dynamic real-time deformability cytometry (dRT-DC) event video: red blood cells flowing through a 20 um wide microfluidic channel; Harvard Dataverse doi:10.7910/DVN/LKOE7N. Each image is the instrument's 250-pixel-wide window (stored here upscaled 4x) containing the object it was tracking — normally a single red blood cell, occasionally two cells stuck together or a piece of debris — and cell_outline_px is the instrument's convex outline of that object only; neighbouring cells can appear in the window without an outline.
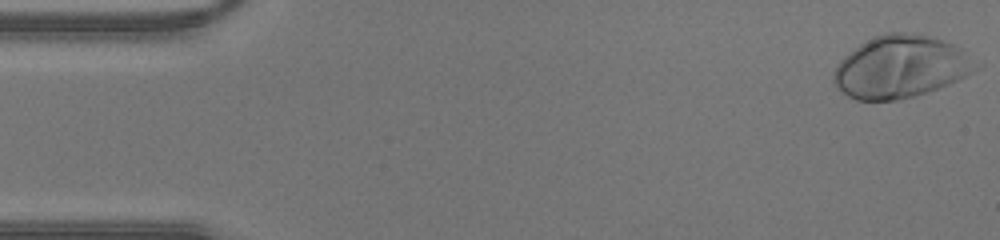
{"species": "human", "species_latin": "Homo sapiens", "temperature_condition": "warm", "stored_images_in_passage": 43, "camera_frame_rate_fps": 3000, "um_per_image_px": 0.085, "donor": {"sex": "male"}, "frame": {"image": 1, "passage_image": 1, "time_ms": 0.0, "image_size_px": [1000, 240], "cell_outline_px": [[968, 72], [964, 76], [948, 84], [900, 100], [856, 100], [848, 96], [836, 88], [832, 80], [832, 72], [836, 64], [840, 60], [860, 44], [876, 36], [888, 32], [920, 32], [952, 44], [960, 48]], "centroid_in_image_um": [76.34, 5.68], "position_along_channel_um": 8.7, "area_um2": 50.0}}
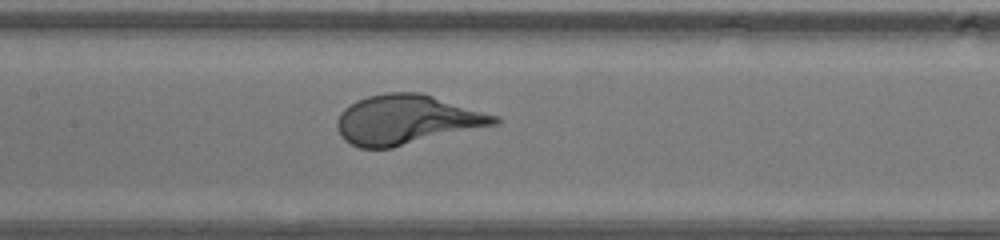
{"frame": {"image": 2, "passage_image": 20, "time_ms": 6.333, "image_size_px": [1000, 240], "cell_outline_px": [[500, 124], [392, 148], [360, 148], [344, 140], [340, 136], [336, 128], [336, 120], [340, 112], [344, 108], [356, 100], [368, 96], [388, 92], [420, 92], [500, 116]], "centroid_in_image_um": [34.57, 10.18], "position_along_channel_um": 172.8, "area_um2": 45.78}}
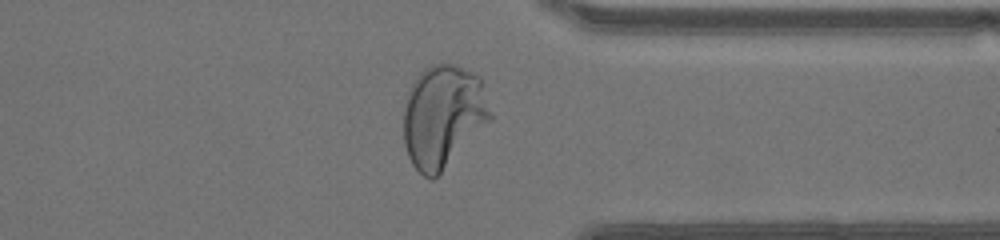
{"frame": {"image": 3, "passage_image": 33, "time_ms": 10.667, "image_size_px": [1000, 240], "cell_outline_px": [[492, 120], [432, 180], [424, 176], [412, 164], [408, 156], [404, 144], [404, 108], [412, 84], [420, 72], [428, 64], [456, 64], [480, 76], [492, 116]], "centroid_in_image_um": [37.67, 9.85], "position_along_channel_um": 373.7, "area_um2": 51.62}}